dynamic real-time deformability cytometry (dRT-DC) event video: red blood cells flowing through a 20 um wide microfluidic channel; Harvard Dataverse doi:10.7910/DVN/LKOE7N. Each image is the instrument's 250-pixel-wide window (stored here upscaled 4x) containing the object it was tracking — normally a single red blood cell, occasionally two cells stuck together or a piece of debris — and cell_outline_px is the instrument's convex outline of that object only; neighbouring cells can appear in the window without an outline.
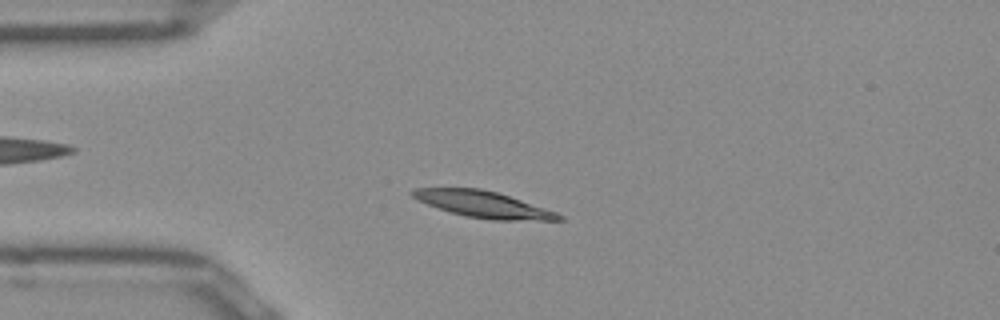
{"species": "Egyptian fruit bat (a non-hibernating species)", "species_latin": "Rousettus aegyptiacus", "temperature_condition": "room temperature", "stored_images_in_passage": 50, "camera_frame_rate_fps": 3000, "um_per_image_px": 0.085, "frame": {"image": 1, "passage_image": 11, "time_ms": 3.333, "image_size_px": [1000, 320], "cell_outline_px": [[564, 220], [492, 220], [464, 216], [428, 204], [412, 196], [408, 192], [412, 188], [480, 188], [496, 192], [556, 212], [564, 216]], "centroid_in_image_um": [41.06, 17.37], "position_along_channel_um": 43.9, "area_um2": 22.14}}
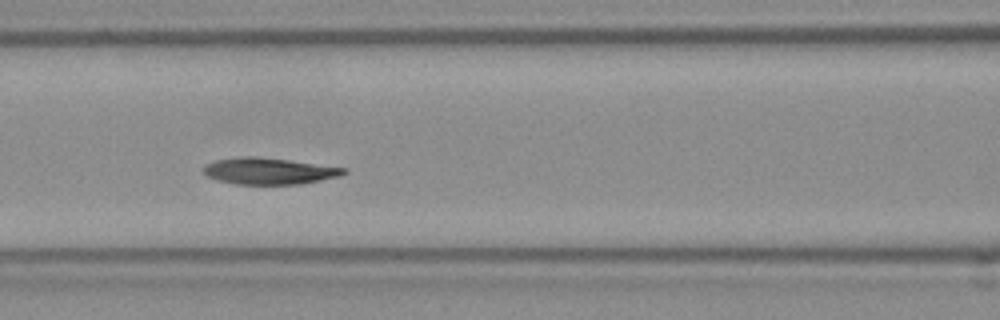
{"frame": {"image": 2, "passage_image": 20, "time_ms": 6.333, "image_size_px": [1000, 320], "cell_outline_px": [[348, 172], [340, 176], [300, 184], [236, 184], [216, 180], [208, 176], [204, 172], [204, 164], [216, 160], [244, 156], [256, 156], [288, 160], [348, 168]], "centroid_in_image_um": [22.88, 14.54], "position_along_channel_um": 143.7, "area_um2": 21.62}}
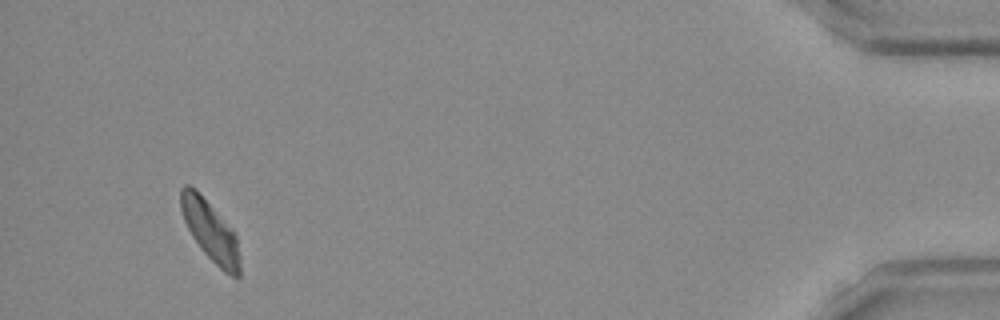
{"frame": {"image": 3, "passage_image": 47, "time_ms": 15.333, "image_size_px": [1000, 320], "cell_outline_px": [[240, 276], [232, 276], [224, 272], [204, 252], [192, 236], [184, 220], [180, 208], [180, 188], [184, 184], [188, 184], [232, 228], [236, 236], [240, 256]], "centroid_in_image_um": [17.88, 19.67], "position_along_channel_um": 417.3, "area_um2": 20.17}, "authors_computed_cell_mechanics": {"area_um2": 22.0218, "velocity_mm_per_s": 3.8959, "shape_relaxation_time_tau1_ms": 3.4884, "shape_relaxation_time_tau2_ms": 5.7905, "deformation_change_tau1": 0.135, "deformation_change_tau2": 0.0925}}